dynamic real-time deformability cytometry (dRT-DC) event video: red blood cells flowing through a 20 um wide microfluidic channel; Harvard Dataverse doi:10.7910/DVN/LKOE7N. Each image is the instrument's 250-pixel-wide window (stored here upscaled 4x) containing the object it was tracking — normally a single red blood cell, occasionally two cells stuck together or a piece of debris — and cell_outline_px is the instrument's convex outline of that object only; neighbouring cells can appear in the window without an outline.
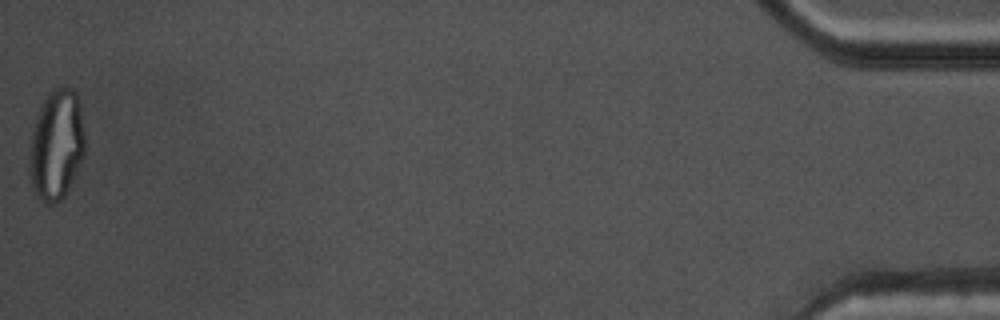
{"species": "common noctule bat (a hibernating species)", "species_latin": "Nyctalus noctula", "temperature_condition": "warm", "stored_images_in_passage": 54, "camera_frame_rate_fps": 3000, "um_per_image_px": 0.085, "animal": {"sex": "male", "body_mass_g": 17.5, "forearm_length_mm": 52.3}, "frame": {"image": 1, "passage_image": 54, "time_ms": 17.667, "image_size_px": [1000, 320], "cell_outline_px": [[84, 156], [64, 196], [56, 204], [48, 204], [40, 200], [36, 196], [28, 172], [28, 160], [32, 132], [36, 116], [48, 92], [56, 88], [72, 88], [76, 92], [80, 108], [84, 132]], "centroid_in_image_um": [4.77, 12.34], "position_along_channel_um": 430.4, "area_um2": 35.66}, "authors_computed_cell_mechanics": {"area_um2": 26.9637, "velocity_mm_per_s": 3.8121, "shape_relaxation_time_tau1_ms": null, "shape_relaxation_time_tau2_ms": 0.9965, "deformation_change_tau1": null, "deformation_change_tau2": 0.0586}}